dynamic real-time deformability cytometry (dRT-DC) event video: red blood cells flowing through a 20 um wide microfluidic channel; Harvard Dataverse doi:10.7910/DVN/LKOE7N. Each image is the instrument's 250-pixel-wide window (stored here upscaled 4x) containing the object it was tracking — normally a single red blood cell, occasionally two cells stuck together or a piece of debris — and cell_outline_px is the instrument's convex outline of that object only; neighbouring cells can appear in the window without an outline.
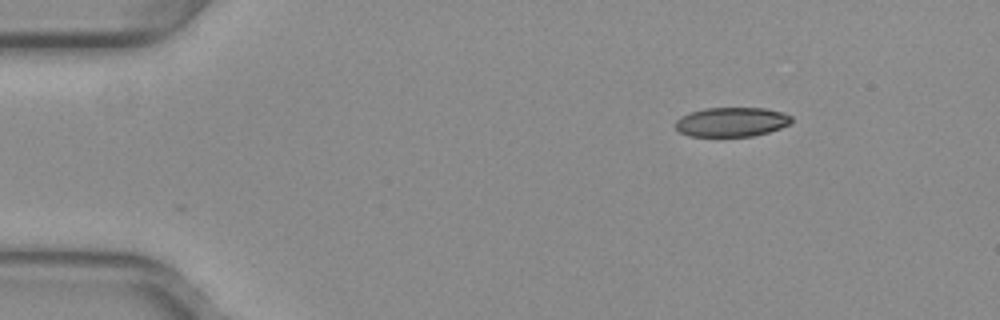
{"species": "common noctule bat (a hibernating species)", "species_latin": "Nyctalus noctula", "temperature_condition": "warm", "stored_images_in_passage": 7, "camera_frame_rate_fps": 3000, "um_per_image_px": 0.085, "animal": {"sex": "female", "body_mass_g": 29.2, "forearm_length_mm": 56.3}, "frame": {"image": 1, "passage_image": 1, "time_ms": 0.0, "image_size_px": [1000, 320], "cell_outline_px": [[792, 120], [788, 124], [780, 128], [768, 132], [752, 136], [688, 136], [680, 132], [676, 128], [676, 120], [680, 116], [704, 108], [764, 108], [784, 112], [792, 116]], "centroid_in_image_um": [62.19, 10.36], "position_along_channel_um": 22.8, "area_um2": 19.83}}